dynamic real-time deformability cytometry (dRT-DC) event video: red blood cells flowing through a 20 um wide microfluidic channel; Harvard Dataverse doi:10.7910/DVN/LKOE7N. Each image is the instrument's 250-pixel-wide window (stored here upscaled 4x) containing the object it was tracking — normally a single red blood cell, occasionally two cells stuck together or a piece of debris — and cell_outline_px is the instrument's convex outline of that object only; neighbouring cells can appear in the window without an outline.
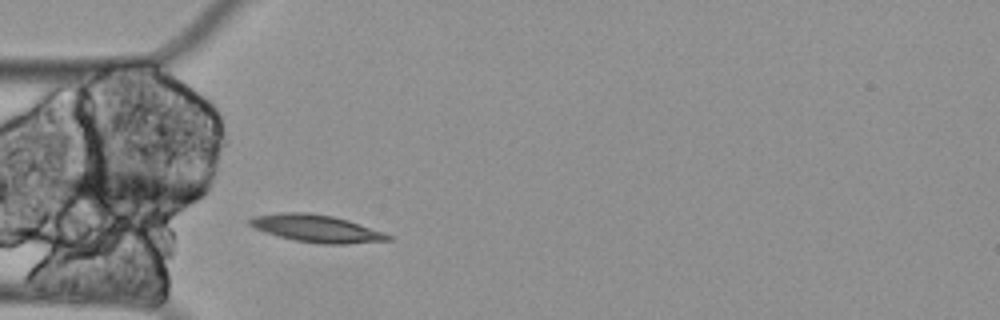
{"species": "Egyptian fruit bat (a non-hibernating species)", "species_latin": "Rousettus aegyptiacus", "temperature_condition": "cold", "stored_images_in_passage": 55, "camera_frame_rate_fps": 3000, "um_per_image_px": 0.085, "animal": {"sex": "female"}, "frame": {"image": 1, "passage_image": 13, "time_ms": 4.0, "image_size_px": [1000, 320], "cell_outline_px": [[392, 240], [348, 244], [320, 244], [296, 240], [264, 232], [252, 228], [248, 224], [248, 220], [252, 216], [280, 212], [308, 212], [332, 216], [348, 220], [384, 232], [392, 236]], "centroid_in_image_um": [26.88, 19.42], "position_along_channel_um": 58.1, "area_um2": 22.2}}
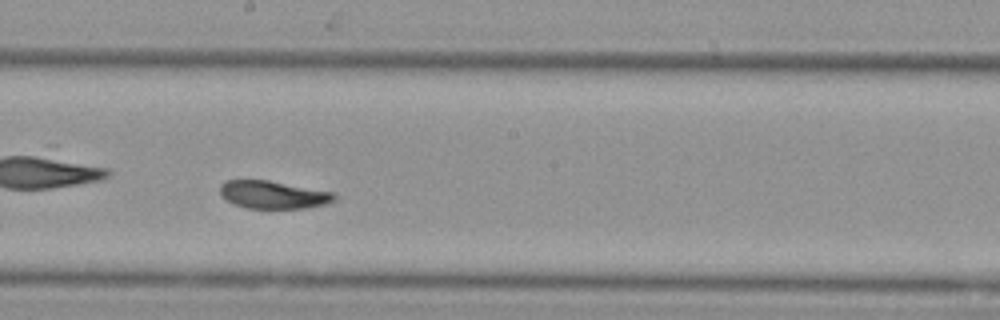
{"frame": {"image": 2, "passage_image": 28, "time_ms": 9.0, "image_size_px": [1000, 320], "cell_outline_px": [[336, 200], [328, 204], [308, 208], [248, 208], [236, 204], [228, 200], [220, 192], [220, 184], [228, 180], [268, 180], [336, 192]], "centroid_in_image_um": [23.32, 16.55], "position_along_channel_um": 224.9, "area_um2": 18.55}}
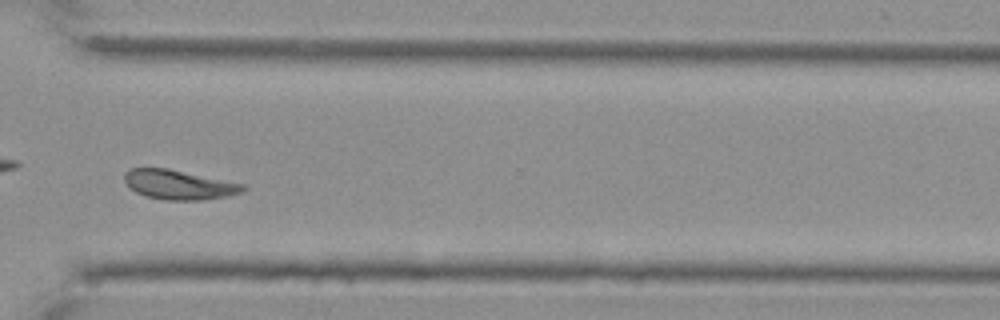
{"frame": {"image": 3, "passage_image": 40, "time_ms": 13.0, "image_size_px": [1000, 320], "cell_outline_px": [[248, 188], [244, 192], [228, 196], [204, 200], [164, 200], [148, 196], [136, 192], [124, 180], [124, 172], [132, 168], [168, 168], [244, 184]], "centroid_in_image_um": [15.26, 15.7], "position_along_channel_um": 355.3, "area_um2": 20.35}}